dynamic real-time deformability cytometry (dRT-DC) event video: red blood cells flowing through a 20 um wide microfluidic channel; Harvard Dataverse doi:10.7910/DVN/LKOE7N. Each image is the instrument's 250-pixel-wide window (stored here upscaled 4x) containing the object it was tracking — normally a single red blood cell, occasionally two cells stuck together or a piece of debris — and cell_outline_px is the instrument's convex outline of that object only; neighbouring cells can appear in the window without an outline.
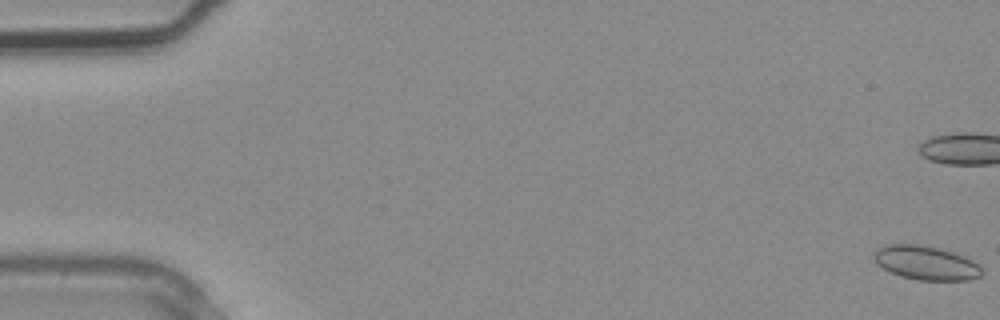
{"species": "common noctule bat (a hibernating species)", "species_latin": "Nyctalus noctula", "temperature_condition": "warm", "stored_images_in_passage": 5, "camera_frame_rate_fps": 3000, "um_per_image_px": 0.085, "animal": {"sex": "male", "body_mass_g": 20.4}, "frame": {"image": 1, "passage_image": 1, "time_ms": 0.0, "image_size_px": [1000, 320], "cell_outline_px": [[984, 272], [980, 276], [968, 280], [920, 280], [900, 276], [876, 264], [872, 256], [876, 248], [888, 244], [916, 244], [940, 248], [964, 256], [972, 260]], "centroid_in_image_um": [78.67, 22.33], "position_along_channel_um": 6.3, "area_um2": 21.33}}